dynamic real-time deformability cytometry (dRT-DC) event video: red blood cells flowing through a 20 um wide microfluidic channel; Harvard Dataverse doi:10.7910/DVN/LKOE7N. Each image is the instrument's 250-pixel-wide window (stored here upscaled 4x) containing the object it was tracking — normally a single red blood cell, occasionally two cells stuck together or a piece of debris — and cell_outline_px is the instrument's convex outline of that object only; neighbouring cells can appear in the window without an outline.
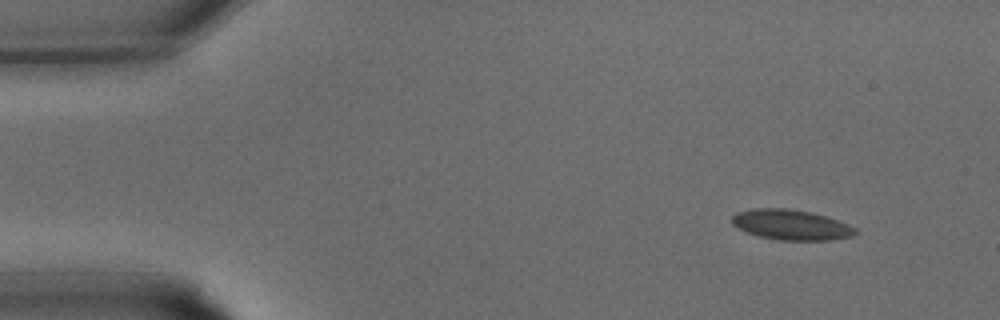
{"species": "common noctule bat (a hibernating species)", "species_latin": "Nyctalus noctula", "temperature_condition": "warm", "stored_images_in_passage": 30, "camera_frame_rate_fps": 3000, "um_per_image_px": 0.085, "animal": {"sex": "male", "body_mass_g": 15.6}, "frame": {"image": 1, "passage_image": 1, "time_ms": 0.0, "image_size_px": [1000, 320], "cell_outline_px": [[860, 232], [852, 236], [828, 240], [780, 240], [760, 236], [748, 232], [732, 224], [732, 216], [736, 212], [756, 208], [788, 208], [812, 212], [848, 224], [856, 228]], "centroid_in_image_um": [67.27, 19.1], "position_along_channel_um": 17.7, "area_um2": 21.62}}
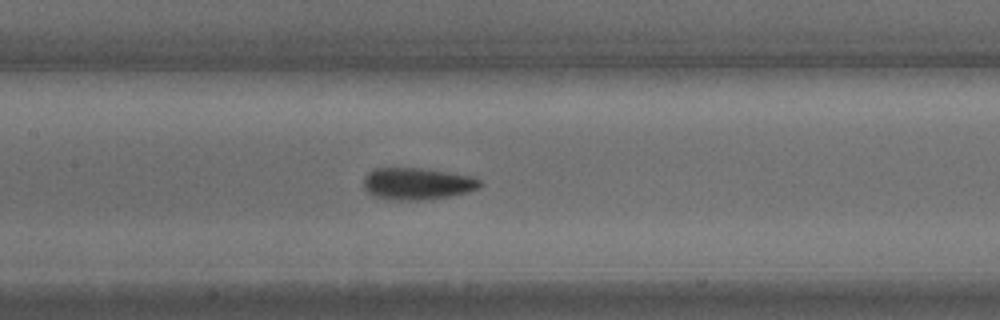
{"frame": {"image": 2, "passage_image": 13, "time_ms": 4.0, "image_size_px": [1000, 320], "cell_outline_px": [[484, 184], [480, 188], [448, 196], [424, 200], [388, 200], [372, 196], [364, 188], [364, 176], [372, 168], [424, 168], [472, 176], [480, 180]], "centroid_in_image_um": [35.43, 15.61], "position_along_channel_um": 172.0, "area_um2": 21.85}}
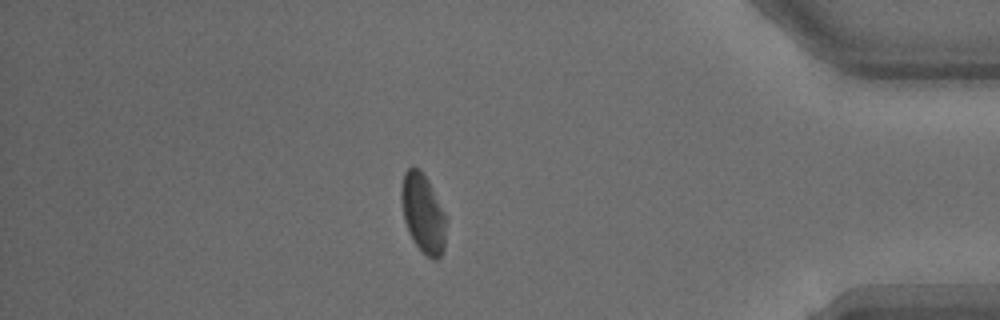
{"frame": {"image": 3, "passage_image": 26, "time_ms": 8.333, "image_size_px": [1000, 320], "cell_outline_px": [[444, 248], [440, 256], [436, 260], [432, 260], [416, 244], [404, 220], [400, 196], [400, 188], [404, 172], [412, 164], [420, 168], [428, 180], [444, 212]], "centroid_in_image_um": [35.92, 18.05], "position_along_channel_um": 399.3, "area_um2": 20.29}}